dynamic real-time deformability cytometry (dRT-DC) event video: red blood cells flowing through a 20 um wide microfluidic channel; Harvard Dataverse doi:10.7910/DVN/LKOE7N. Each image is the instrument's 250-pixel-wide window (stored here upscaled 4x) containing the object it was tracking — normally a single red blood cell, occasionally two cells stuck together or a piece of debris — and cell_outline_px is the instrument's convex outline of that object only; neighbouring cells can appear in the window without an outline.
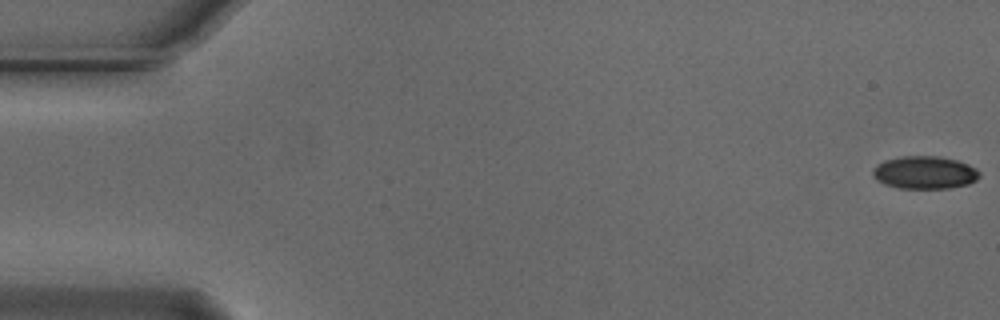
{"species": "Egyptian fruit bat (a non-hibernating species)", "species_latin": "Rousettus aegyptiacus", "temperature_condition": "cold", "stored_images_in_passage": 13, "camera_frame_rate_fps": 3000, "um_per_image_px": 0.085, "animal": {"sex": "male"}, "frame": {"image": 1, "passage_image": 1, "time_ms": 0.0, "image_size_px": [1000, 320], "cell_outline_px": [[980, 176], [976, 180], [968, 184], [948, 188], [900, 188], [884, 184], [876, 180], [872, 176], [872, 172], [876, 164], [884, 160], [900, 156], [940, 156], [956, 160], [968, 164], [976, 168], [980, 172]], "centroid_in_image_um": [78.58, 14.65], "position_along_channel_um": 6.4, "area_um2": 20.52}}